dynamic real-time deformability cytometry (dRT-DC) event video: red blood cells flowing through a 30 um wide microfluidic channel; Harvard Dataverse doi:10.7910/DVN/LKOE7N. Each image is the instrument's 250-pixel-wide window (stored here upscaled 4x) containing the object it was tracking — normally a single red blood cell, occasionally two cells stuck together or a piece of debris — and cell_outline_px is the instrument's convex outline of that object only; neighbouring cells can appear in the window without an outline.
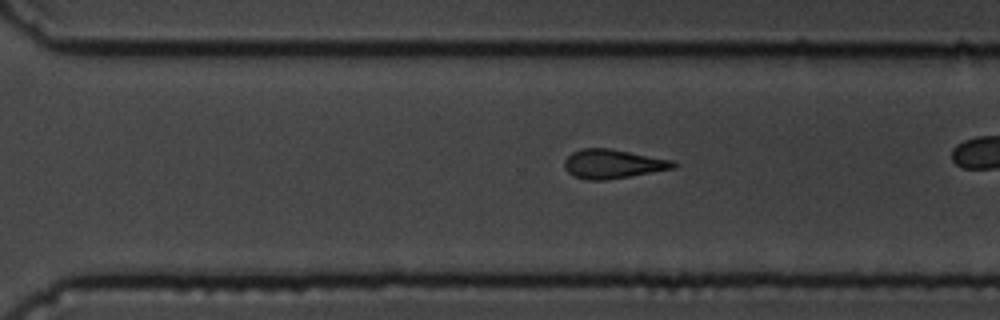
{"species": "common noctule bat (a hibernating species)", "species_latin": "Nyctalus noctula", "temperature_condition": "cold", "stored_images_in_passage": 44, "camera_frame_rate_fps": 3000, "um_per_image_px": 0.085, "animal": {"sex": "male", "body_mass_g": 19.5, "forearm_length_mm": 54.6}, "frame": {"image": 1, "passage_image": 38, "time_ms": 12.333, "image_size_px": [1000, 320], "cell_outline_px": [[676, 168], [604, 180], [584, 180], [572, 176], [564, 168], [564, 160], [572, 152], [580, 148], [608, 148], [672, 160], [676, 164]], "centroid_in_image_um": [52.03, 13.93], "position_along_channel_um": 318.6, "area_um2": 18.38}}